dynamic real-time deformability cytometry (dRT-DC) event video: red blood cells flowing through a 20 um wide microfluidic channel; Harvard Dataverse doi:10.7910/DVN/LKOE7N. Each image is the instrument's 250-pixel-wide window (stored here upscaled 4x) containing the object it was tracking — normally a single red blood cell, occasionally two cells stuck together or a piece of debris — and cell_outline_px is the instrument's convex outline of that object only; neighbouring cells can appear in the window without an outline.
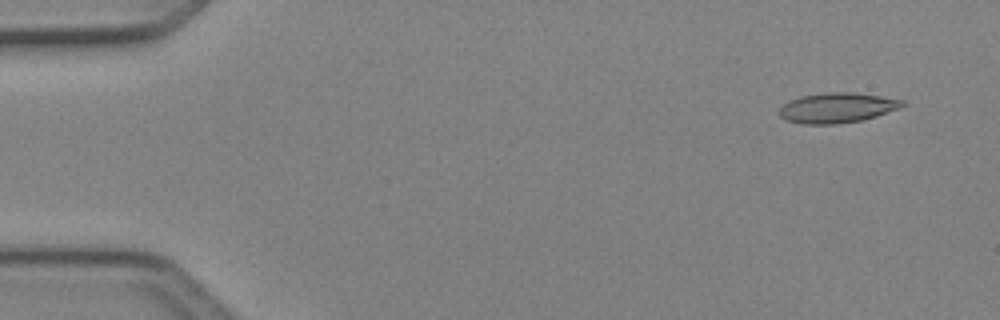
{"species": "Egyptian fruit bat (a non-hibernating species)", "species_latin": "Rousettus aegyptiacus", "temperature_condition": "cold", "stored_images_in_passage": 4, "camera_frame_rate_fps": 3000, "um_per_image_px": 0.085, "animal": {"sex": "female"}, "frame": {"image": 1, "passage_image": 1, "time_ms": 0.0, "image_size_px": [1000, 320], "cell_outline_px": [[904, 104], [900, 108], [876, 116], [860, 120], [836, 124], [800, 124], [784, 120], [780, 116], [780, 108], [788, 100], [800, 96], [828, 92], [852, 92], [880, 96], [904, 100]], "centroid_in_image_um": [71.12, 9.16], "position_along_channel_um": 13.9, "area_um2": 21.56}}
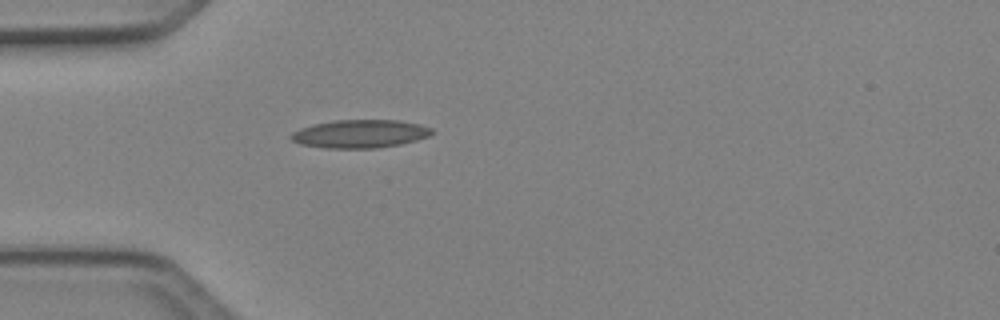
{"frame": {"image": 2, "passage_image": 4, "time_ms": 1.0, "image_size_px": [1000, 320], "cell_outline_px": [[436, 132], [428, 136], [416, 140], [400, 144], [376, 148], [328, 148], [300, 144], [292, 140], [288, 136], [292, 132], [300, 128], [312, 124], [332, 120], [400, 120], [420, 124], [432, 128]], "centroid_in_image_um": [30.6, 11.36], "position_along_channel_um": 54.4, "area_um2": 23.29}}